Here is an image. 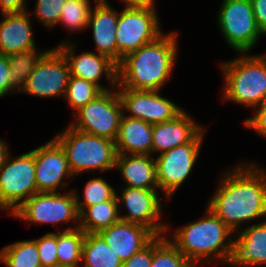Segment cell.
Segmentation results:
<instances>
[{"instance_id":"26","label":"cell","mask_w":266,"mask_h":267,"mask_svg":"<svg viewBox=\"0 0 266 267\" xmlns=\"http://www.w3.org/2000/svg\"><path fill=\"white\" fill-rule=\"evenodd\" d=\"M86 233L79 228L70 227L57 233L58 265L65 267H79L82 257V248Z\"/></svg>"},{"instance_id":"39","label":"cell","mask_w":266,"mask_h":267,"mask_svg":"<svg viewBox=\"0 0 266 267\" xmlns=\"http://www.w3.org/2000/svg\"><path fill=\"white\" fill-rule=\"evenodd\" d=\"M24 4L25 0H0V9L2 13L22 12L27 9Z\"/></svg>"},{"instance_id":"5","label":"cell","mask_w":266,"mask_h":267,"mask_svg":"<svg viewBox=\"0 0 266 267\" xmlns=\"http://www.w3.org/2000/svg\"><path fill=\"white\" fill-rule=\"evenodd\" d=\"M244 55L221 64L225 82L222 97L256 109L266 95V54Z\"/></svg>"},{"instance_id":"12","label":"cell","mask_w":266,"mask_h":267,"mask_svg":"<svg viewBox=\"0 0 266 267\" xmlns=\"http://www.w3.org/2000/svg\"><path fill=\"white\" fill-rule=\"evenodd\" d=\"M69 78L68 62L54 47L41 56L21 91L41 98L64 97Z\"/></svg>"},{"instance_id":"15","label":"cell","mask_w":266,"mask_h":267,"mask_svg":"<svg viewBox=\"0 0 266 267\" xmlns=\"http://www.w3.org/2000/svg\"><path fill=\"white\" fill-rule=\"evenodd\" d=\"M31 151L34 153L37 191L57 192L60 187L63 190L64 186L68 185V182H62L63 179L74 175L61 145L53 138Z\"/></svg>"},{"instance_id":"17","label":"cell","mask_w":266,"mask_h":267,"mask_svg":"<svg viewBox=\"0 0 266 267\" xmlns=\"http://www.w3.org/2000/svg\"><path fill=\"white\" fill-rule=\"evenodd\" d=\"M266 220V218H265ZM242 231V232H241ZM233 235L231 254L227 264L234 267L266 265V221L249 225Z\"/></svg>"},{"instance_id":"18","label":"cell","mask_w":266,"mask_h":267,"mask_svg":"<svg viewBox=\"0 0 266 267\" xmlns=\"http://www.w3.org/2000/svg\"><path fill=\"white\" fill-rule=\"evenodd\" d=\"M122 262L144 248L155 235L146 227L119 220L98 233Z\"/></svg>"},{"instance_id":"23","label":"cell","mask_w":266,"mask_h":267,"mask_svg":"<svg viewBox=\"0 0 266 267\" xmlns=\"http://www.w3.org/2000/svg\"><path fill=\"white\" fill-rule=\"evenodd\" d=\"M152 130V124L128 117L124 112L115 140L117 154L151 155Z\"/></svg>"},{"instance_id":"33","label":"cell","mask_w":266,"mask_h":267,"mask_svg":"<svg viewBox=\"0 0 266 267\" xmlns=\"http://www.w3.org/2000/svg\"><path fill=\"white\" fill-rule=\"evenodd\" d=\"M66 0H36L35 15L45 27L54 28L59 24Z\"/></svg>"},{"instance_id":"36","label":"cell","mask_w":266,"mask_h":267,"mask_svg":"<svg viewBox=\"0 0 266 267\" xmlns=\"http://www.w3.org/2000/svg\"><path fill=\"white\" fill-rule=\"evenodd\" d=\"M245 127L253 129L262 137H266V111H255L254 117L244 121Z\"/></svg>"},{"instance_id":"30","label":"cell","mask_w":266,"mask_h":267,"mask_svg":"<svg viewBox=\"0 0 266 267\" xmlns=\"http://www.w3.org/2000/svg\"><path fill=\"white\" fill-rule=\"evenodd\" d=\"M76 205L79 215L89 206L103 203L108 200H117V193L113 186H110L106 180L101 178L90 179L84 188L83 200L74 191Z\"/></svg>"},{"instance_id":"37","label":"cell","mask_w":266,"mask_h":267,"mask_svg":"<svg viewBox=\"0 0 266 267\" xmlns=\"http://www.w3.org/2000/svg\"><path fill=\"white\" fill-rule=\"evenodd\" d=\"M256 23L262 33L266 35V0H250Z\"/></svg>"},{"instance_id":"42","label":"cell","mask_w":266,"mask_h":267,"mask_svg":"<svg viewBox=\"0 0 266 267\" xmlns=\"http://www.w3.org/2000/svg\"><path fill=\"white\" fill-rule=\"evenodd\" d=\"M256 111H266V95Z\"/></svg>"},{"instance_id":"20","label":"cell","mask_w":266,"mask_h":267,"mask_svg":"<svg viewBox=\"0 0 266 267\" xmlns=\"http://www.w3.org/2000/svg\"><path fill=\"white\" fill-rule=\"evenodd\" d=\"M118 19L119 12L117 13L110 7L107 0H96L94 9H91L87 26V28H92L93 40L98 53L106 55L116 64Z\"/></svg>"},{"instance_id":"10","label":"cell","mask_w":266,"mask_h":267,"mask_svg":"<svg viewBox=\"0 0 266 267\" xmlns=\"http://www.w3.org/2000/svg\"><path fill=\"white\" fill-rule=\"evenodd\" d=\"M11 215L35 224L51 223L55 225L68 221H79L73 190L63 194L60 192H37Z\"/></svg>"},{"instance_id":"9","label":"cell","mask_w":266,"mask_h":267,"mask_svg":"<svg viewBox=\"0 0 266 267\" xmlns=\"http://www.w3.org/2000/svg\"><path fill=\"white\" fill-rule=\"evenodd\" d=\"M75 113L78 118L70 123L72 127L91 135L116 140L124 112L115 88L113 91H103Z\"/></svg>"},{"instance_id":"13","label":"cell","mask_w":266,"mask_h":267,"mask_svg":"<svg viewBox=\"0 0 266 267\" xmlns=\"http://www.w3.org/2000/svg\"><path fill=\"white\" fill-rule=\"evenodd\" d=\"M157 190L131 188L125 186L117 200L125 205L126 215H120V220L138 224L149 229L155 236L167 232L168 225L159 222L162 213V203Z\"/></svg>"},{"instance_id":"4","label":"cell","mask_w":266,"mask_h":267,"mask_svg":"<svg viewBox=\"0 0 266 267\" xmlns=\"http://www.w3.org/2000/svg\"><path fill=\"white\" fill-rule=\"evenodd\" d=\"M54 138L64 149L73 175L115 169V141L80 131L71 125Z\"/></svg>"},{"instance_id":"29","label":"cell","mask_w":266,"mask_h":267,"mask_svg":"<svg viewBox=\"0 0 266 267\" xmlns=\"http://www.w3.org/2000/svg\"><path fill=\"white\" fill-rule=\"evenodd\" d=\"M151 267H195L165 235L152 239Z\"/></svg>"},{"instance_id":"22","label":"cell","mask_w":266,"mask_h":267,"mask_svg":"<svg viewBox=\"0 0 266 267\" xmlns=\"http://www.w3.org/2000/svg\"><path fill=\"white\" fill-rule=\"evenodd\" d=\"M115 169L120 170L121 178L127 187L158 190L156 161L147 154H117Z\"/></svg>"},{"instance_id":"24","label":"cell","mask_w":266,"mask_h":267,"mask_svg":"<svg viewBox=\"0 0 266 267\" xmlns=\"http://www.w3.org/2000/svg\"><path fill=\"white\" fill-rule=\"evenodd\" d=\"M118 200H108L87 207L79 215V228L85 233H99L120 220Z\"/></svg>"},{"instance_id":"8","label":"cell","mask_w":266,"mask_h":267,"mask_svg":"<svg viewBox=\"0 0 266 267\" xmlns=\"http://www.w3.org/2000/svg\"><path fill=\"white\" fill-rule=\"evenodd\" d=\"M156 10L125 6L116 29L117 65L129 53L163 34Z\"/></svg>"},{"instance_id":"7","label":"cell","mask_w":266,"mask_h":267,"mask_svg":"<svg viewBox=\"0 0 266 267\" xmlns=\"http://www.w3.org/2000/svg\"><path fill=\"white\" fill-rule=\"evenodd\" d=\"M218 13V27L227 44L244 54L257 43L261 31L250 0H223Z\"/></svg>"},{"instance_id":"41","label":"cell","mask_w":266,"mask_h":267,"mask_svg":"<svg viewBox=\"0 0 266 267\" xmlns=\"http://www.w3.org/2000/svg\"><path fill=\"white\" fill-rule=\"evenodd\" d=\"M9 155L7 143L0 139V168L3 166Z\"/></svg>"},{"instance_id":"21","label":"cell","mask_w":266,"mask_h":267,"mask_svg":"<svg viewBox=\"0 0 266 267\" xmlns=\"http://www.w3.org/2000/svg\"><path fill=\"white\" fill-rule=\"evenodd\" d=\"M27 14V10L2 13L4 19L0 22V54L7 56L35 49L32 25Z\"/></svg>"},{"instance_id":"38","label":"cell","mask_w":266,"mask_h":267,"mask_svg":"<svg viewBox=\"0 0 266 267\" xmlns=\"http://www.w3.org/2000/svg\"><path fill=\"white\" fill-rule=\"evenodd\" d=\"M9 70L7 56L0 54V98L10 92Z\"/></svg>"},{"instance_id":"27","label":"cell","mask_w":266,"mask_h":267,"mask_svg":"<svg viewBox=\"0 0 266 267\" xmlns=\"http://www.w3.org/2000/svg\"><path fill=\"white\" fill-rule=\"evenodd\" d=\"M47 50H33L18 52L7 55L9 63L10 92H21L27 78L33 72L37 62Z\"/></svg>"},{"instance_id":"2","label":"cell","mask_w":266,"mask_h":267,"mask_svg":"<svg viewBox=\"0 0 266 267\" xmlns=\"http://www.w3.org/2000/svg\"><path fill=\"white\" fill-rule=\"evenodd\" d=\"M177 32L162 34L155 41L127 54L117 65V87L161 91L172 76L176 61Z\"/></svg>"},{"instance_id":"16","label":"cell","mask_w":266,"mask_h":267,"mask_svg":"<svg viewBox=\"0 0 266 267\" xmlns=\"http://www.w3.org/2000/svg\"><path fill=\"white\" fill-rule=\"evenodd\" d=\"M75 45L70 40L57 46L68 62L70 76L85 79L97 85L102 91H109L111 89L105 88L99 83V79L104 73L111 83L109 85L116 88L117 64L106 55L99 53L97 55L89 51L76 56Z\"/></svg>"},{"instance_id":"34","label":"cell","mask_w":266,"mask_h":267,"mask_svg":"<svg viewBox=\"0 0 266 267\" xmlns=\"http://www.w3.org/2000/svg\"><path fill=\"white\" fill-rule=\"evenodd\" d=\"M38 249L42 267L58 265L57 259V233L49 232L39 239H34Z\"/></svg>"},{"instance_id":"14","label":"cell","mask_w":266,"mask_h":267,"mask_svg":"<svg viewBox=\"0 0 266 267\" xmlns=\"http://www.w3.org/2000/svg\"><path fill=\"white\" fill-rule=\"evenodd\" d=\"M119 94L123 112H129L128 117L141 119L150 124L162 123L178 116L183 109L171 100L160 95V91L134 90L116 88Z\"/></svg>"},{"instance_id":"25","label":"cell","mask_w":266,"mask_h":267,"mask_svg":"<svg viewBox=\"0 0 266 267\" xmlns=\"http://www.w3.org/2000/svg\"><path fill=\"white\" fill-rule=\"evenodd\" d=\"M81 262L84 267H122V261L98 233H86Z\"/></svg>"},{"instance_id":"28","label":"cell","mask_w":266,"mask_h":267,"mask_svg":"<svg viewBox=\"0 0 266 267\" xmlns=\"http://www.w3.org/2000/svg\"><path fill=\"white\" fill-rule=\"evenodd\" d=\"M5 267H42L35 240H23L5 246L0 251Z\"/></svg>"},{"instance_id":"31","label":"cell","mask_w":266,"mask_h":267,"mask_svg":"<svg viewBox=\"0 0 266 267\" xmlns=\"http://www.w3.org/2000/svg\"><path fill=\"white\" fill-rule=\"evenodd\" d=\"M102 92L94 83L82 78L70 76L64 97L69 103V106L73 110L75 109L74 111H78Z\"/></svg>"},{"instance_id":"6","label":"cell","mask_w":266,"mask_h":267,"mask_svg":"<svg viewBox=\"0 0 266 267\" xmlns=\"http://www.w3.org/2000/svg\"><path fill=\"white\" fill-rule=\"evenodd\" d=\"M10 156L0 168V208L12 214L38 191L34 153L29 151L15 158Z\"/></svg>"},{"instance_id":"43","label":"cell","mask_w":266,"mask_h":267,"mask_svg":"<svg viewBox=\"0 0 266 267\" xmlns=\"http://www.w3.org/2000/svg\"><path fill=\"white\" fill-rule=\"evenodd\" d=\"M51 267H65V266H60V265H57V266H51Z\"/></svg>"},{"instance_id":"19","label":"cell","mask_w":266,"mask_h":267,"mask_svg":"<svg viewBox=\"0 0 266 267\" xmlns=\"http://www.w3.org/2000/svg\"><path fill=\"white\" fill-rule=\"evenodd\" d=\"M192 118L183 110L171 120L153 124L151 154L191 142L203 130Z\"/></svg>"},{"instance_id":"35","label":"cell","mask_w":266,"mask_h":267,"mask_svg":"<svg viewBox=\"0 0 266 267\" xmlns=\"http://www.w3.org/2000/svg\"><path fill=\"white\" fill-rule=\"evenodd\" d=\"M152 260V240L140 251L133 254L127 261L122 263V267H151Z\"/></svg>"},{"instance_id":"32","label":"cell","mask_w":266,"mask_h":267,"mask_svg":"<svg viewBox=\"0 0 266 267\" xmlns=\"http://www.w3.org/2000/svg\"><path fill=\"white\" fill-rule=\"evenodd\" d=\"M91 9L90 0H66L59 23L72 32L84 30L88 26Z\"/></svg>"},{"instance_id":"3","label":"cell","mask_w":266,"mask_h":267,"mask_svg":"<svg viewBox=\"0 0 266 267\" xmlns=\"http://www.w3.org/2000/svg\"><path fill=\"white\" fill-rule=\"evenodd\" d=\"M233 233L235 232L207 208L202 219L173 231V237L168 240L194 266L202 260L209 262L214 259L227 264L231 254Z\"/></svg>"},{"instance_id":"40","label":"cell","mask_w":266,"mask_h":267,"mask_svg":"<svg viewBox=\"0 0 266 267\" xmlns=\"http://www.w3.org/2000/svg\"><path fill=\"white\" fill-rule=\"evenodd\" d=\"M129 7L148 8L155 10L154 0H121Z\"/></svg>"},{"instance_id":"11","label":"cell","mask_w":266,"mask_h":267,"mask_svg":"<svg viewBox=\"0 0 266 267\" xmlns=\"http://www.w3.org/2000/svg\"><path fill=\"white\" fill-rule=\"evenodd\" d=\"M204 135L203 129L191 142L165 151L156 157L157 184L168 200L192 172Z\"/></svg>"},{"instance_id":"1","label":"cell","mask_w":266,"mask_h":267,"mask_svg":"<svg viewBox=\"0 0 266 267\" xmlns=\"http://www.w3.org/2000/svg\"><path fill=\"white\" fill-rule=\"evenodd\" d=\"M243 163L223 174L207 204L234 232L244 221L266 217V169Z\"/></svg>"}]
</instances>
